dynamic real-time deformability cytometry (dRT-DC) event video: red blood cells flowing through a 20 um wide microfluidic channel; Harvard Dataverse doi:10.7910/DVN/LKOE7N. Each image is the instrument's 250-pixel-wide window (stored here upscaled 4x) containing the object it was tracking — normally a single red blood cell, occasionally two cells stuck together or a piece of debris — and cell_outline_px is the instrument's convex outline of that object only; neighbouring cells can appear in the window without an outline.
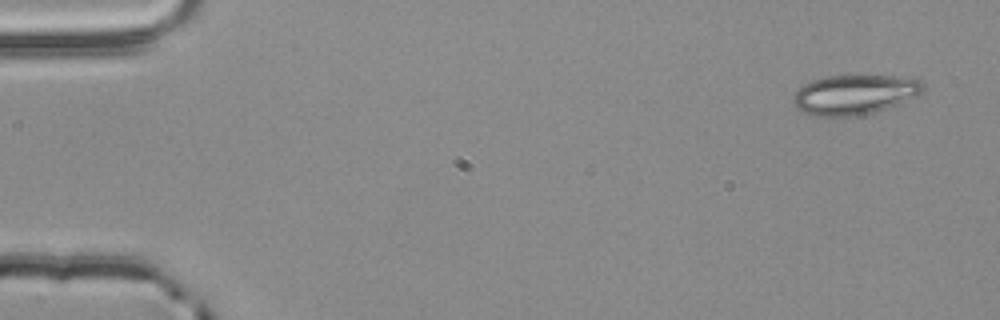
{"species": "common noctule bat (a hibernating species)", "species_latin": "Nyctalus noctula", "temperature_condition": "room temperature", "stored_images_in_passage": 4, "camera_frame_rate_fps": 3000, "um_per_image_px": 0.085, "animal": {"sex": "male", "body_mass_g": 20.4}, "frame": {"image": 1, "passage_image": 1, "time_ms": 0.0, "image_size_px": [1000, 320], "cell_outline_px": [[924, 88], [916, 96], [876, 112], [852, 116], [812, 116], [800, 112], [796, 108], [792, 100], [792, 96], [804, 84], [812, 80], [824, 76], [900, 76], [920, 80], [924, 84]], "centroid_in_image_um": [72.58, 8.04], "position_along_channel_um": 12.4, "area_um2": 30.06}}